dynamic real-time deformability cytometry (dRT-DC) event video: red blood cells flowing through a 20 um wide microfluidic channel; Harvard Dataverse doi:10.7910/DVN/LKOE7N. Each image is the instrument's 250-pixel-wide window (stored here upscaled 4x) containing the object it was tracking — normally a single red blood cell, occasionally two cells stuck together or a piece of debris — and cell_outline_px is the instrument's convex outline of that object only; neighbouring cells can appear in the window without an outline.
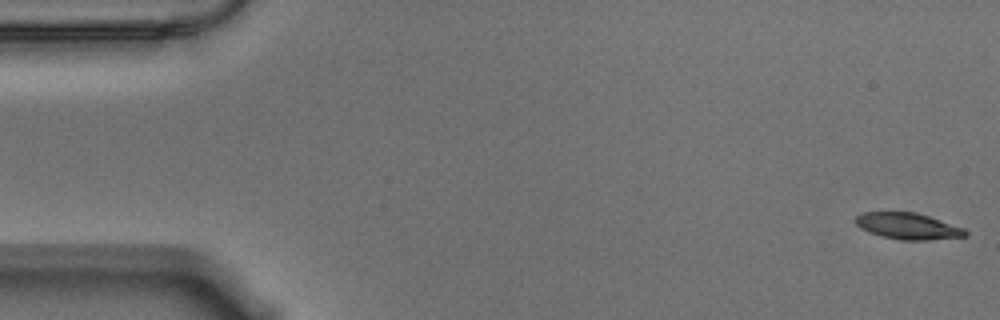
{"species": "Egyptian fruit bat (a non-hibernating species)", "species_latin": "Rousettus aegyptiacus", "temperature_condition": "warm", "stored_images_in_passage": 57, "camera_frame_rate_fps": 3000, "um_per_image_px": 0.085, "animal": {"sex": "male"}, "frame": {"image": 1, "passage_image": 1, "time_ms": 0.0, "image_size_px": [1000, 320], "cell_outline_px": [[968, 236], [928, 240], [900, 240], [880, 236], [868, 232], [860, 228], [852, 220], [856, 216], [864, 212], [916, 212], [964, 228], [968, 232]], "centroid_in_image_um": [77.14, 19.22], "position_along_channel_um": 7.9, "area_um2": 16.99}}
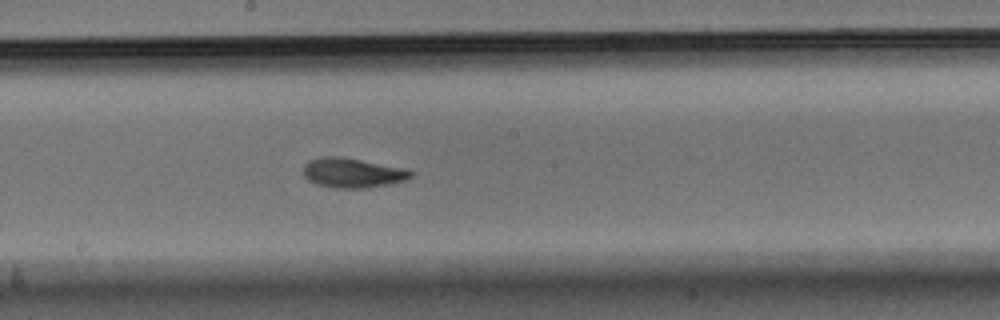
{"frame": {"image": 2, "passage_image": 30, "time_ms": 9.667, "image_size_px": [1000, 320], "cell_outline_px": [[416, 172], [412, 176], [404, 180], [388, 184], [368, 188], [336, 188], [316, 184], [308, 180], [304, 176], [304, 164], [308, 160], [320, 156], [340, 156], [408, 168]], "centroid_in_image_um": [29.98, 14.68], "position_along_channel_um": 218.2, "area_um2": 18.9}}
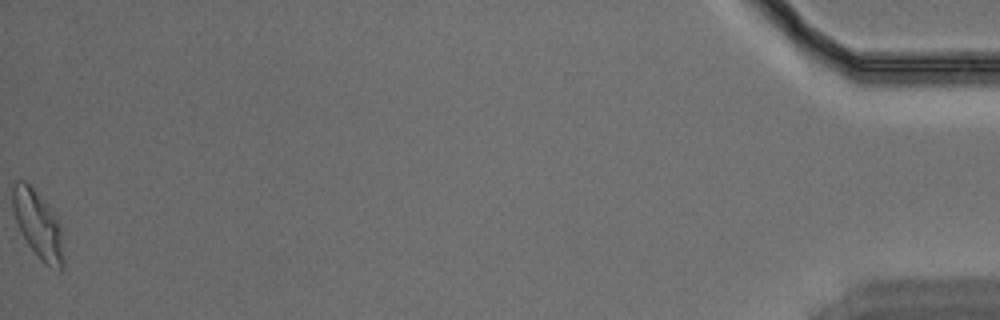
{"frame": {"image": 3, "passage_image": 57, "time_ms": 18.667, "image_size_px": [1000, 320], "cell_outline_px": [[64, 268], [60, 272], [44, 264], [40, 260], [28, 244], [16, 220], [12, 208], [12, 184], [16, 180], [24, 180], [44, 200], [60, 220], [64, 260]], "centroid_in_image_um": [3.26, 19.12], "position_along_channel_um": 431.9, "area_um2": 20.17}, "authors_computed_cell_mechanics": {"area_um2": 17.8024, "velocity_mm_per_s": 3.5308, "shape_relaxation_time_tau1_ms": 4.9803, "shape_relaxation_time_tau2_ms": 2.7533, "deformation_change_tau1": 0.1914, "deformation_change_tau2": 0.0828}}